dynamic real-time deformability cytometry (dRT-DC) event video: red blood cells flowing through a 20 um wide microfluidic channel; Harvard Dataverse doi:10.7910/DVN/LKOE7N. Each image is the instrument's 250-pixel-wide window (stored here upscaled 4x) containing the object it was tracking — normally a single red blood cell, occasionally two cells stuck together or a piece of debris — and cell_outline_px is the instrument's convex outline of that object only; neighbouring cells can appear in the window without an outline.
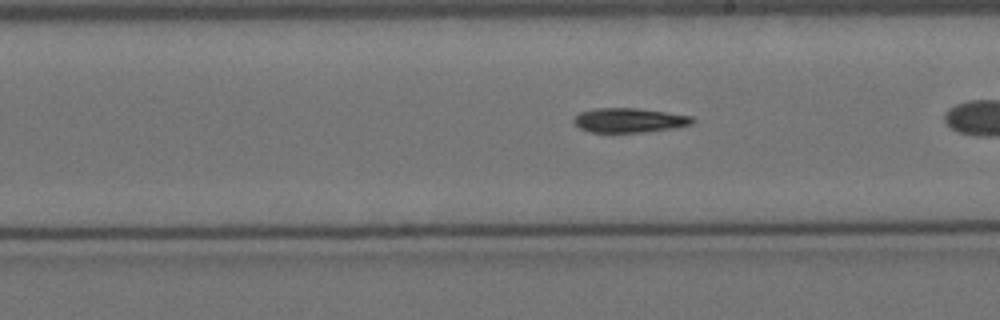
{"species": "Egyptian fruit bat (a non-hibernating species)", "species_latin": "Rousettus aegyptiacus", "temperature_condition": "cold", "stored_images_in_passage": 32, "camera_frame_rate_fps": 3000, "um_per_image_px": 0.085, "animal": {"sex": "female"}, "frame": {"image": 1, "passage_image": 19, "time_ms": 6.0, "image_size_px": [1000, 320], "cell_outline_px": [[696, 120], [692, 124], [672, 128], [640, 132], [588, 132], [580, 128], [572, 120], [580, 112], [596, 108], [636, 108], [692, 116]], "centroid_in_image_um": [53.47, 10.22], "position_along_channel_um": 235.5, "area_um2": 16.7}}
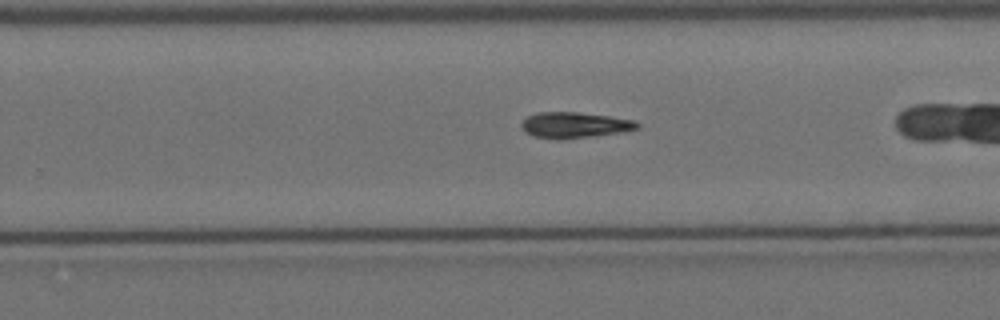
{"frame": {"image": 2, "passage_image": 23, "time_ms": 7.333, "image_size_px": [1000, 320], "cell_outline_px": [[640, 128], [620, 132], [592, 136], [560, 140], [556, 140], [532, 136], [524, 132], [520, 124], [528, 116], [540, 112], [576, 112], [608, 116], [636, 120], [640, 124]], "centroid_in_image_um": [48.82, 10.64], "position_along_channel_um": 281.0, "area_um2": 17.51}}